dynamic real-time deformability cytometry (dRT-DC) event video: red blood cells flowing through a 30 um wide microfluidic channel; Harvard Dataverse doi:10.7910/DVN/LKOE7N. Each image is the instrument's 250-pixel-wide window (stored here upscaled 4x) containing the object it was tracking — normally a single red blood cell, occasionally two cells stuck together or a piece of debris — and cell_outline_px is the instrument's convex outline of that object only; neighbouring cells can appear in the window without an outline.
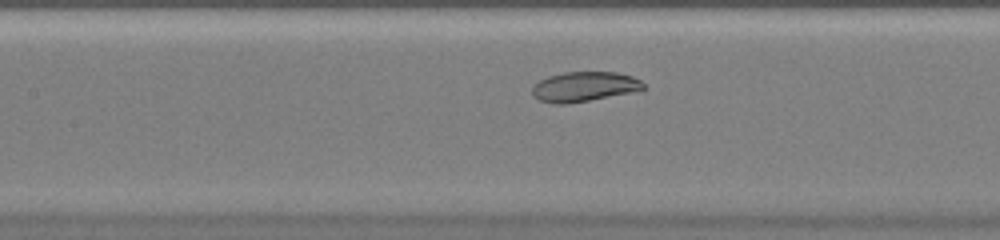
{"species": "common noctule bat (a hibernating species)", "species_latin": "Nyctalus noctula", "temperature_condition": "warm", "stored_images_in_passage": 26, "camera_frame_rate_fps": 3000, "um_per_image_px": 0.085, "animal": {"sex": "female", "body_mass_g": 20.0, "forearm_length_mm": 54.0}, "frame": {"image": 1, "passage_image": 7, "time_ms": 2.0, "image_size_px": [1000, 240], "cell_outline_px": [[644, 88], [640, 92], [568, 104], [552, 104], [540, 100], [532, 96], [532, 88], [540, 80], [548, 76], [564, 72], [616, 72], [632, 76], [640, 80], [644, 84]], "centroid_in_image_um": [49.7, 7.38], "position_along_channel_um": 157.7, "area_um2": 19.71}}
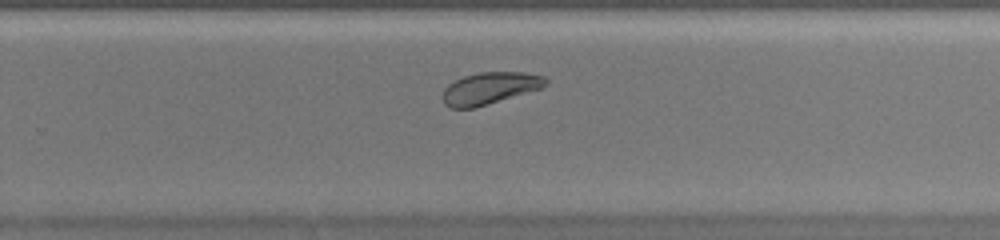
{"frame": {"image": 2, "passage_image": 16, "time_ms": 5.0, "image_size_px": [1000, 240], "cell_outline_px": [[548, 84], [540, 88], [472, 108], [452, 108], [444, 104], [444, 88], [448, 84], [464, 76], [480, 72], [524, 72], [544, 76], [548, 80]], "centroid_in_image_um": [41.63, 7.48], "position_along_channel_um": 288.2, "area_um2": 18.73}}
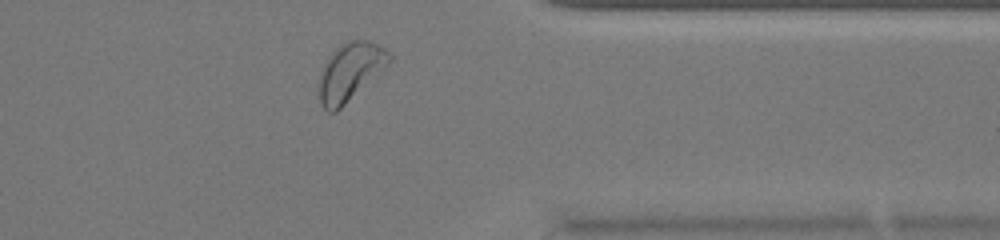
{"frame": {"image": 3, "passage_image": 23, "time_ms": 7.333, "image_size_px": [1000, 240], "cell_outline_px": [[392, 60], [388, 64], [336, 112], [328, 112], [324, 108], [316, 92], [320, 76], [324, 64], [332, 52], [340, 44], [352, 40], [368, 40], [384, 48], [392, 56]], "centroid_in_image_um": [29.73, 6.1], "position_along_channel_um": 381.7, "area_um2": 23.35}}